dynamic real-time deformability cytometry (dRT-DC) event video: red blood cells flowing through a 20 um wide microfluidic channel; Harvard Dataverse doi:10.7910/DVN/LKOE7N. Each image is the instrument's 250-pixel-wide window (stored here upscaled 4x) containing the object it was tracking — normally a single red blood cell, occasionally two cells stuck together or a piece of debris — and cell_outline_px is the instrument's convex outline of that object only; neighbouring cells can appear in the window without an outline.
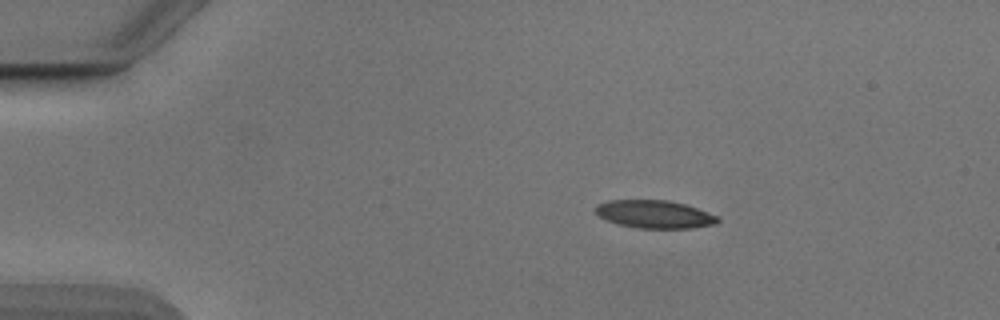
{"species": "Egyptian fruit bat (a non-hibernating species)", "species_latin": "Rousettus aegyptiacus", "temperature_condition": "cold", "stored_images_in_passage": 44, "camera_frame_rate_fps": 3000, "um_per_image_px": 0.085, "animal": {"sex": "male"}, "frame": {"image": 1, "passage_image": 1, "time_ms": 0.0, "image_size_px": [1000, 320], "cell_outline_px": [[720, 220], [716, 224], [692, 228], [640, 228], [616, 224], [604, 220], [596, 212], [596, 204], [608, 200], [668, 200], [684, 204], [696, 208], [716, 216]], "centroid_in_image_um": [55.59, 18.21], "position_along_channel_um": 29.4, "area_um2": 19.83}}
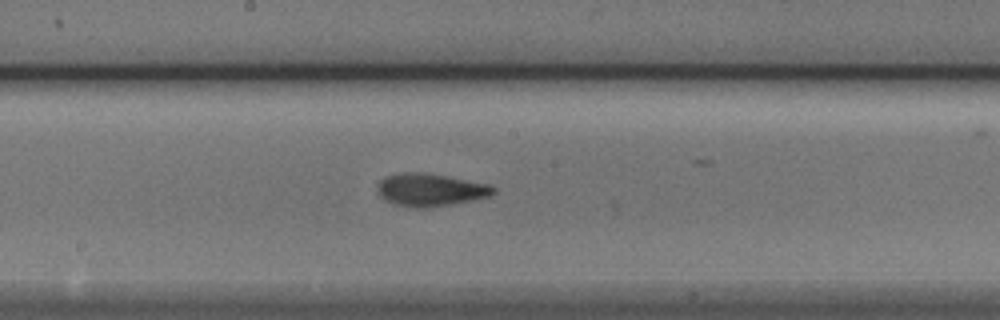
{"frame": {"image": 2, "passage_image": 20, "time_ms": 6.333, "image_size_px": [1000, 320], "cell_outline_px": [[496, 192], [492, 196], [452, 204], [428, 208], [408, 208], [392, 204], [384, 200], [380, 196], [376, 188], [376, 184], [384, 176], [404, 172], [420, 172], [448, 176], [492, 184], [496, 188]], "centroid_in_image_um": [36.57, 16.14], "position_along_channel_um": 211.6, "area_um2": 22.72}}
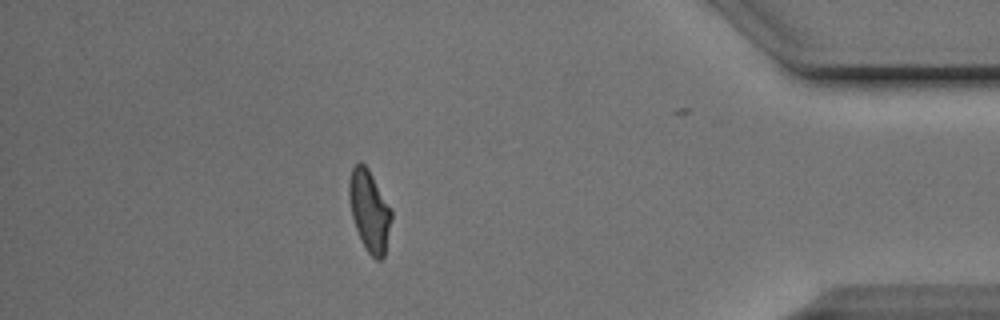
{"frame": {"image": 3, "passage_image": 38, "time_ms": 12.333, "image_size_px": [1000, 320], "cell_outline_px": [[392, 216], [384, 256], [380, 260], [376, 260], [364, 248], [356, 228], [352, 216], [348, 196], [348, 184], [352, 168], [360, 160], [368, 168], [392, 208]], "centroid_in_image_um": [31.4, 17.9], "position_along_channel_um": 403.8, "area_um2": 20.11}, "authors_computed_cell_mechanics": {"area_um2": 20.8947, "velocity_mm_per_s": 3.8904, "shape_relaxation_time_tau1_ms": 4.4882, "shape_relaxation_time_tau2_ms": 2.449, "deformation_change_tau1": 0.1642, "deformation_change_tau2": 0.0993}}